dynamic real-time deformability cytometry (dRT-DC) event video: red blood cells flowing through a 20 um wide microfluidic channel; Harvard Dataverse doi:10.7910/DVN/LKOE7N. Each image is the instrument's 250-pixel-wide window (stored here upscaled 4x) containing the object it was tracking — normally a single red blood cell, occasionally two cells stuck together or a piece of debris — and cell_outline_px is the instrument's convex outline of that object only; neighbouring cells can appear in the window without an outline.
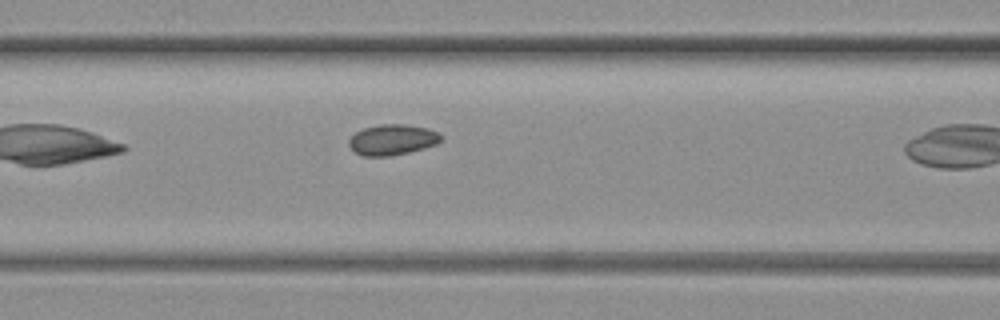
{"species": "common noctule bat (a hibernating species)", "species_latin": "Nyctalus noctula", "temperature_condition": "warm", "stored_images_in_passage": 8, "camera_frame_rate_fps": 3000, "um_per_image_px": 0.085, "animal": {"sex": "female", "body_mass_g": 19.3, "forearm_length_mm": 54.1}, "frame": {"image": 1, "passage_image": 7, "time_ms": 2.0, "image_size_px": [1000, 320], "cell_outline_px": [[444, 140], [436, 144], [424, 148], [408, 152], [388, 156], [364, 156], [356, 152], [348, 144], [348, 140], [356, 132], [364, 128], [380, 124], [404, 124], [428, 128], [436, 132]], "centroid_in_image_um": [33.35, 11.87], "position_along_channel_um": 133.2, "area_um2": 16.3}}